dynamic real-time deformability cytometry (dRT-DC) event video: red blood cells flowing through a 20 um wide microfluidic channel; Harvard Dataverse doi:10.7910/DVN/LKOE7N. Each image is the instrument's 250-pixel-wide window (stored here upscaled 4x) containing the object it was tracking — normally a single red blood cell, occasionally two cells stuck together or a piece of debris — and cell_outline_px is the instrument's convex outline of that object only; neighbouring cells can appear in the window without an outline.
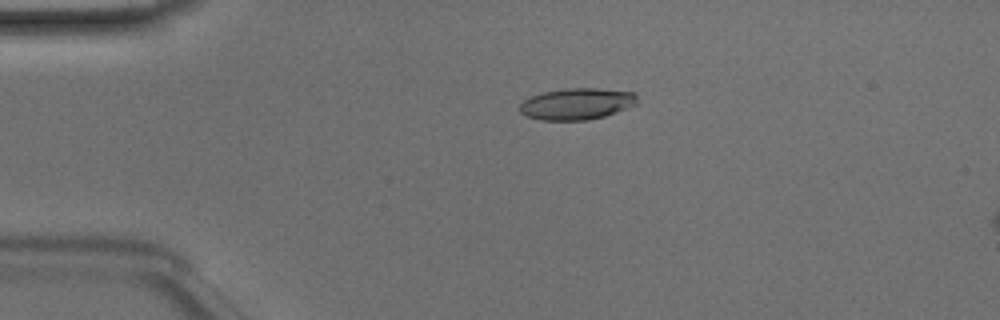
{"species": "Egyptian fruit bat (a non-hibernating species)", "species_latin": "Rousettus aegyptiacus", "temperature_condition": "room temperature", "stored_images_in_passage": 49, "camera_frame_rate_fps": 3000, "um_per_image_px": 0.085, "animal": {"sex": "male"}, "frame": {"image": 1, "passage_image": 11, "time_ms": 3.333, "image_size_px": [1000, 320], "cell_outline_px": [[636, 104], [616, 112], [604, 116], [588, 120], [540, 120], [528, 116], [520, 112], [520, 104], [524, 100], [532, 96], [544, 92], [568, 88], [596, 88], [636, 92]], "centroid_in_image_um": [49.03, 8.82], "position_along_channel_um": 36.0, "area_um2": 21.39}}
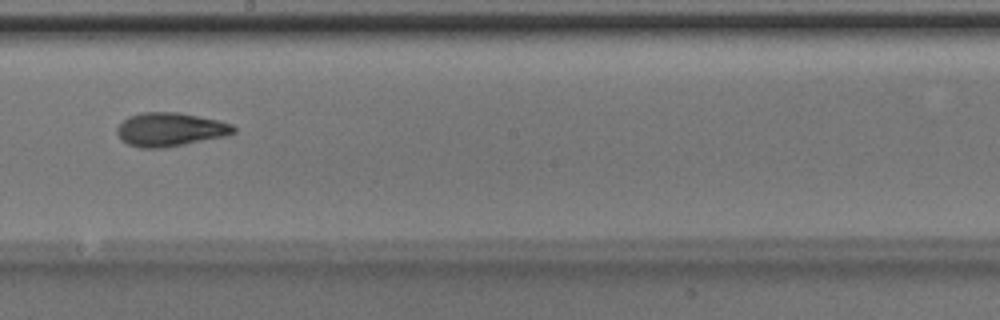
{"frame": {"image": 2, "passage_image": 28, "time_ms": 9.0, "image_size_px": [1000, 320], "cell_outline_px": [[236, 132], [224, 136], [164, 148], [140, 148], [128, 144], [120, 140], [116, 132], [116, 128], [128, 116], [140, 112], [176, 112], [220, 120], [232, 124], [236, 128]], "centroid_in_image_um": [14.44, 11.0], "position_along_channel_um": 233.8, "area_um2": 22.95}}
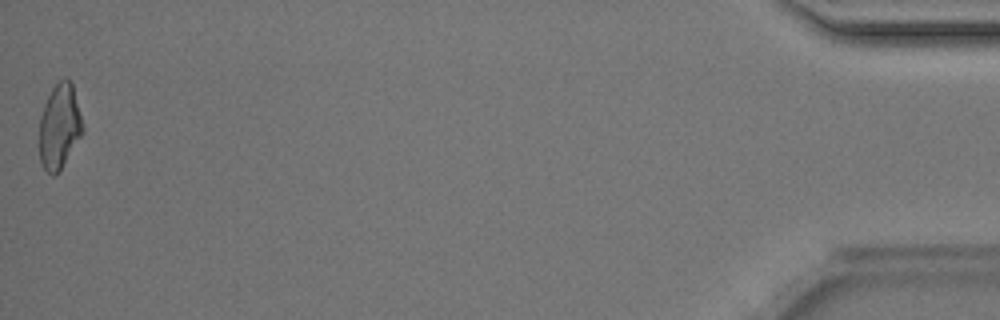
{"frame": {"image": 3, "passage_image": 49, "time_ms": 16.0, "image_size_px": [1000, 320], "cell_outline_px": [[84, 132], [60, 168], [52, 176], [44, 168], [40, 160], [40, 116], [44, 104], [52, 88], [64, 76], [72, 80], [84, 128]], "centroid_in_image_um": [5.07, 10.68], "position_along_channel_um": 430.1, "area_um2": 21.27}, "authors_computed_cell_mechanics": {"area_um2": 21.675, "velocity_mm_per_s": 4.1718, "shape_relaxation_time_tau1_ms": 4.6328, "shape_relaxation_time_tau2_ms": 2.1436, "deformation_change_tau1": 0.1581, "deformation_change_tau2": 0.0865}}